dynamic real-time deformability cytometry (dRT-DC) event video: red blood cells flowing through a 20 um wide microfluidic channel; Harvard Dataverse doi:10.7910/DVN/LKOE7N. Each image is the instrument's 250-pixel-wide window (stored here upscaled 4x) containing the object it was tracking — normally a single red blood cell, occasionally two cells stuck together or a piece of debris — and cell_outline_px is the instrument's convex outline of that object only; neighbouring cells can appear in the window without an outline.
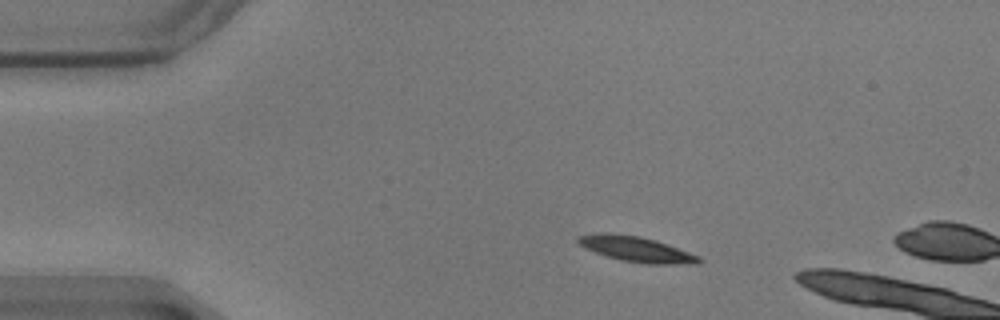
{"species": "common noctule bat (a hibernating species)", "species_latin": "Nyctalus noctula", "temperature_condition": "warm", "stored_images_in_passage": 12, "camera_frame_rate_fps": 3000, "um_per_image_px": 0.085, "animal": {"sex": "male", "body_mass_g": 17.9}, "frame": {"image": 1, "passage_image": 9, "time_ms": 2.667, "image_size_px": [1000, 320], "cell_outline_px": [[704, 260], [696, 264], [648, 264], [620, 260], [596, 252], [580, 244], [576, 240], [576, 236], [596, 232], [608, 232], [640, 236], [656, 240], [668, 244], [700, 256]], "centroid_in_image_um": [54.12, 21.16], "position_along_channel_um": 30.9, "area_um2": 17.98}}